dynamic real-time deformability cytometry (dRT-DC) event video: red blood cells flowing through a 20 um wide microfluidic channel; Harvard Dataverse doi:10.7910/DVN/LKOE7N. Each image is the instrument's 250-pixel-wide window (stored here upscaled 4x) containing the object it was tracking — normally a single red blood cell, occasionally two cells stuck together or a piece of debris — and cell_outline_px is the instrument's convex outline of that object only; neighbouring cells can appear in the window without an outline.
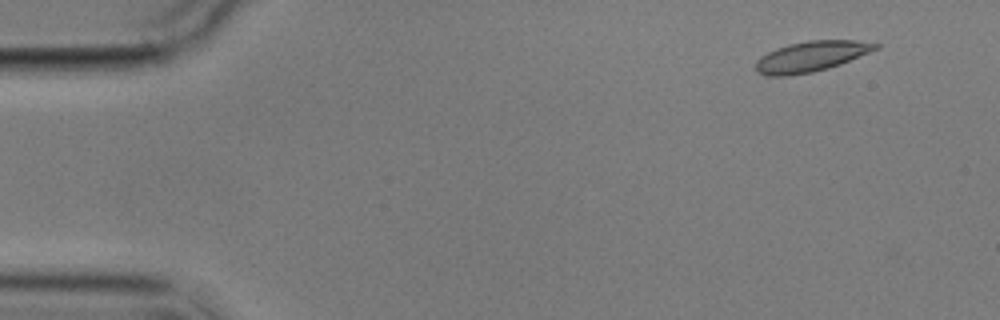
{"species": "common noctule bat (a hibernating species)", "species_latin": "Nyctalus noctula", "temperature_condition": "cold", "stored_images_in_passage": 4, "camera_frame_rate_fps": 3000, "um_per_image_px": 0.085, "animal": {"sex": "male", "body_mass_g": 17.9}, "frame": {"image": 1, "passage_image": 1, "time_ms": 0.0, "image_size_px": [1000, 320], "cell_outline_px": [[880, 48], [840, 64], [828, 68], [812, 72], [788, 76], [764, 76], [756, 72], [756, 60], [760, 56], [776, 48], [788, 44], [808, 40], [856, 40], [880, 44]], "centroid_in_image_um": [68.92, 4.8], "position_along_channel_um": 16.1, "area_um2": 21.39}}
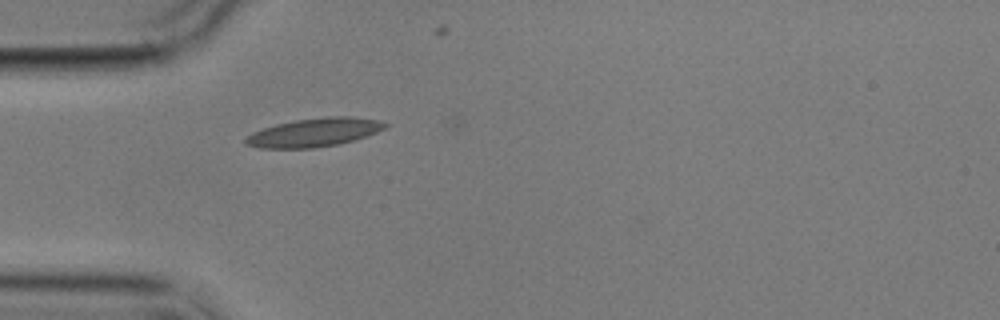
{"frame": {"image": 2, "passage_image": 4, "time_ms": 4.0, "image_size_px": [1000, 320], "cell_outline_px": [[388, 124], [384, 128], [368, 136], [336, 144], [312, 148], [260, 148], [244, 144], [244, 140], [252, 132], [276, 124], [296, 120], [328, 116], [352, 116], [376, 120]], "centroid_in_image_um": [26.68, 11.25], "position_along_channel_um": 58.3, "area_um2": 22.95}}